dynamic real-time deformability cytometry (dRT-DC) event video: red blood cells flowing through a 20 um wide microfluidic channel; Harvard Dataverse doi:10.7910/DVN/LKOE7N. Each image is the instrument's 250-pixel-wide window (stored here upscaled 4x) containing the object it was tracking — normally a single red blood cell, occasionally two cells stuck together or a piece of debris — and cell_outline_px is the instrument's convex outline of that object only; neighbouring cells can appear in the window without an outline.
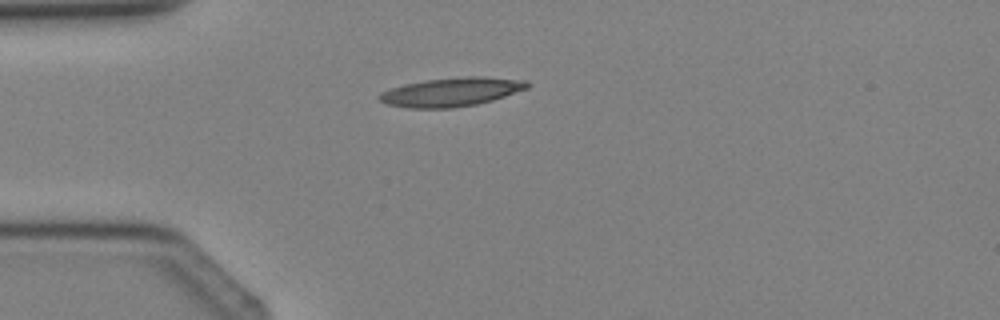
{"species": "Egyptian fruit bat (a non-hibernating species)", "species_latin": "Rousettus aegyptiacus", "temperature_condition": "cold", "stored_images_in_passage": 3, "camera_frame_rate_fps": 3000, "um_per_image_px": 0.085, "animal": {"sex": "female"}, "frame": {"image": 1, "passage_image": 3, "time_ms": 2.333, "image_size_px": [1000, 320], "cell_outline_px": [[528, 88], [492, 100], [476, 104], [452, 108], [408, 108], [388, 104], [380, 100], [380, 92], [404, 84], [428, 80], [472, 76], [476, 76], [528, 80]], "centroid_in_image_um": [38.38, 7.82], "position_along_channel_um": 46.6, "area_um2": 24.39}}